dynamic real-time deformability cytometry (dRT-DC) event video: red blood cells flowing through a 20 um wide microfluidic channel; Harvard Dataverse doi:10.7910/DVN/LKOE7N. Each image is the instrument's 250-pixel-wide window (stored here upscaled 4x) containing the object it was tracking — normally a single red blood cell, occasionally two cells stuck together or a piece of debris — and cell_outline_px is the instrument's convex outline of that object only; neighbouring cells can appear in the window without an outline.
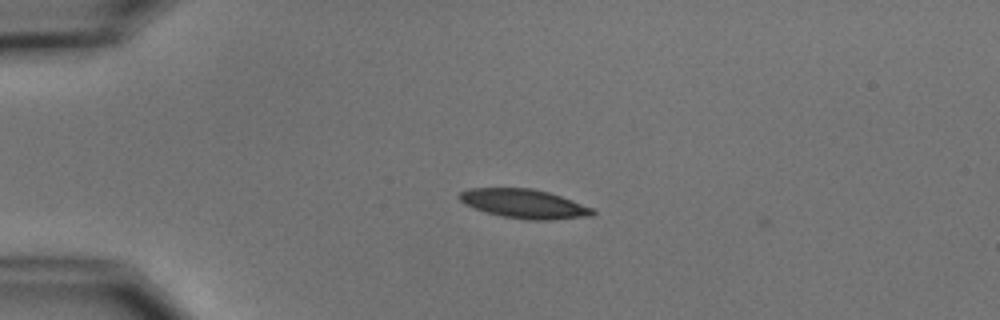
{"species": "common noctule bat (a hibernating species)", "species_latin": "Nyctalus noctula", "temperature_condition": "cold", "stored_images_in_passage": 2, "camera_frame_rate_fps": 3000, "um_per_image_px": 0.085, "animal": {"sex": "male", "body_mass_g": 15.6}, "frame": {"image": 1, "passage_image": 1, "time_ms": 0.0, "image_size_px": [1000, 320], "cell_outline_px": [[596, 212], [592, 216], [548, 220], [528, 220], [504, 216], [488, 212], [464, 204], [456, 196], [460, 192], [468, 188], [532, 188], [548, 192], [572, 200], [592, 208]], "centroid_in_image_um": [44.54, 17.31], "position_along_channel_um": 40.5, "area_um2": 22.43}}